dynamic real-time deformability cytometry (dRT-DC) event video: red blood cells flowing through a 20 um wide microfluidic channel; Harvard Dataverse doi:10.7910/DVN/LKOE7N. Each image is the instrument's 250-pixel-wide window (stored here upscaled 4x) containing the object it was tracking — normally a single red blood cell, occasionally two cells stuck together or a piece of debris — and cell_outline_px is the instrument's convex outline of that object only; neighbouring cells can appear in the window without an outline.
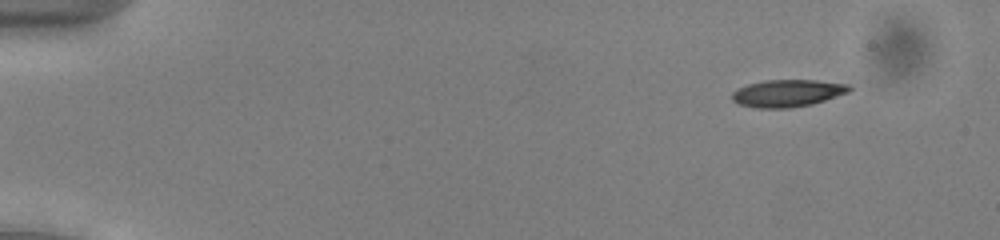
{"species": "common noctule bat (a hibernating species)", "species_latin": "Nyctalus noctula", "temperature_condition": "cold", "stored_images_in_passage": 48, "camera_frame_rate_fps": 3000, "um_per_image_px": 0.085, "animal": {"sex": "male", "body_mass_g": 13.0, "forearm_length_mm": 53.1}, "frame": {"image": 1, "passage_image": 1, "time_ms": 0.0, "image_size_px": [1000, 240], "cell_outline_px": [[852, 88], [848, 92], [812, 104], [788, 108], [756, 108], [740, 104], [732, 100], [732, 92], [736, 88], [748, 84], [764, 80], [816, 80], [848, 84]], "centroid_in_image_um": [66.9, 7.91], "position_along_channel_um": 18.1, "area_um2": 18.55}}
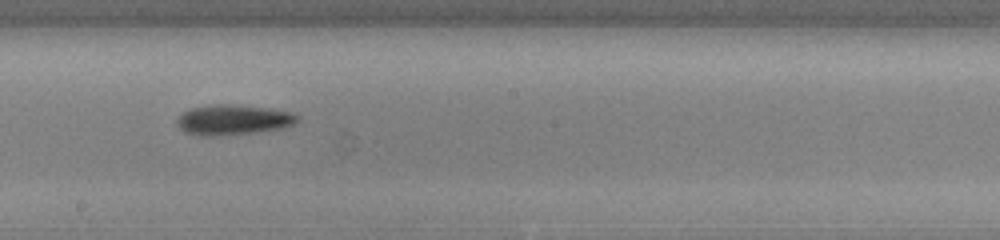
{"frame": {"image": 2, "passage_image": 26, "time_ms": 8.333, "image_size_px": [1000, 240], "cell_outline_px": [[300, 120], [284, 128], [256, 132], [216, 136], [200, 136], [184, 132], [176, 124], [176, 120], [180, 112], [192, 108], [212, 104], [232, 104], [268, 108], [292, 112], [300, 116]], "centroid_in_image_um": [19.8, 10.18], "position_along_channel_um": 228.4, "area_um2": 21.5}}
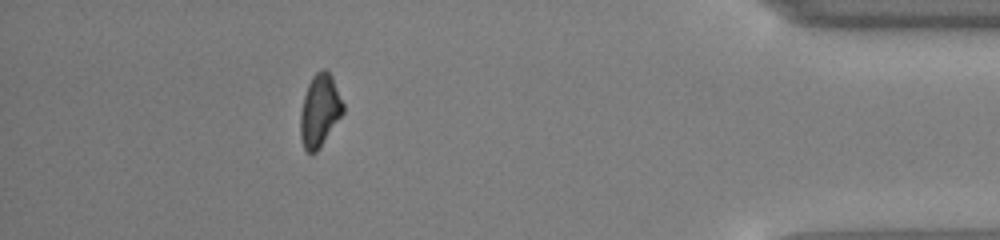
{"frame": {"image": 3, "passage_image": 43, "time_ms": 14.0, "image_size_px": [1000, 240], "cell_outline_px": [[344, 112], [316, 152], [308, 152], [304, 148], [300, 136], [300, 112], [304, 96], [308, 84], [312, 76], [316, 72], [324, 68], [332, 76], [344, 104]], "centroid_in_image_um": [27.17, 9.37], "position_along_channel_um": 408.0, "area_um2": 17.86}, "authors_computed_cell_mechanics": {"area_um2": 18.9873, "velocity_mm_per_s": 3.9561, "shape_relaxation_time_tau1_ms": 2.4992, "shape_relaxation_time_tau2_ms": 6.1592, "deformation_change_tau1": 0.0982, "deformation_change_tau2": 0.1856}}